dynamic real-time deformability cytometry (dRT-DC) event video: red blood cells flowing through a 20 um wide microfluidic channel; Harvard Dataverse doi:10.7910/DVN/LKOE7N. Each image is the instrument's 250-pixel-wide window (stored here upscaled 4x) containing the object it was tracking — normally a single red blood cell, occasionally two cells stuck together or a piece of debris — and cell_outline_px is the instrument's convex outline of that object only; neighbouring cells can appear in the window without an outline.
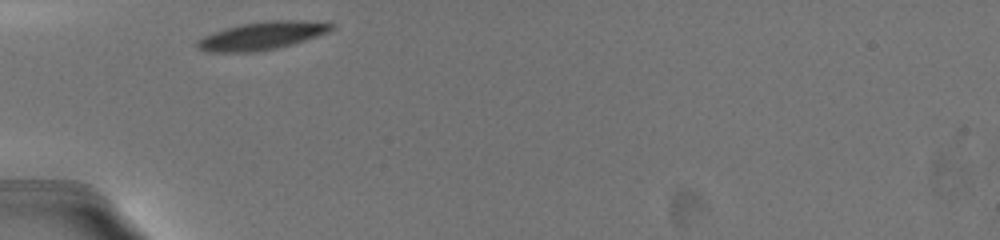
{"species": "common noctule bat (a hibernating species)", "species_latin": "Nyctalus noctula", "temperature_condition": "warm", "stored_images_in_passage": 22, "camera_frame_rate_fps": 3000, "um_per_image_px": 0.085, "animal": {"sex": "female", "body_mass_g": 19.5, "forearm_length_mm": 54.1}, "frame": {"image": 1, "passage_image": 1, "time_ms": 0.0, "image_size_px": [1000, 240], "cell_outline_px": [[336, 24], [328, 32], [292, 44], [276, 48], [256, 52], [204, 52], [196, 44], [196, 40], [212, 32], [224, 28], [240, 24], [264, 20], [304, 20]], "centroid_in_image_um": [22.23, 3.03], "position_along_channel_um": 62.8, "area_um2": 21.91}}
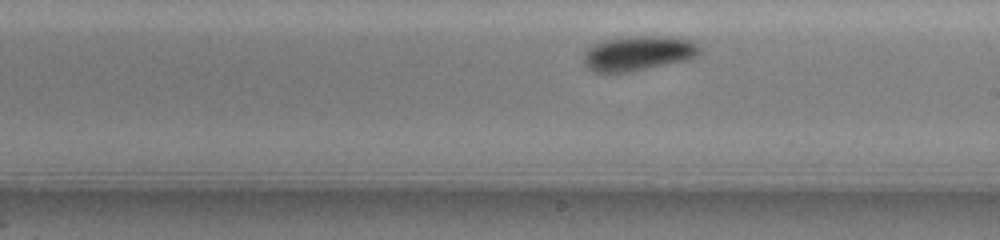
{"frame": {"image": 2, "passage_image": 13, "time_ms": 5.0, "image_size_px": [1000, 240], "cell_outline_px": [[700, 52], [696, 56], [688, 60], [628, 72], [596, 72], [588, 68], [584, 64], [584, 52], [592, 44], [604, 40], [628, 36], [672, 36], [692, 40], [700, 44]], "centroid_in_image_um": [54.28, 4.51], "position_along_channel_um": 234.7, "area_um2": 23.76}}
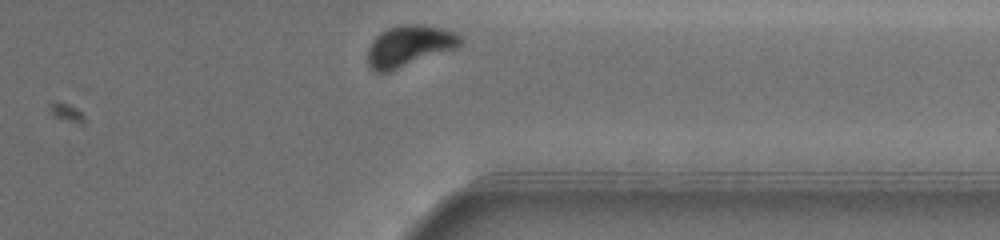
{"frame": {"image": 3, "passage_image": 22, "time_ms": 9.0, "image_size_px": [1000, 240], "cell_outline_px": [[464, 40], [456, 48], [388, 72], [376, 72], [368, 64], [368, 48], [372, 40], [380, 32], [388, 28], [400, 24], [420, 24], [452, 32], [460, 36]], "centroid_in_image_um": [34.74, 3.9], "position_along_channel_um": 376.7, "area_um2": 21.85}, "authors_computed_cell_mechanics": {"area_um2": 22.6576, "velocity_mm_per_s": 3.5705, "shape_relaxation_time_tau1_ms": 1.9903, "shape_relaxation_time_tau2_ms": null, "deformation_change_tau1": 0.1073, "deformation_change_tau2": null}}